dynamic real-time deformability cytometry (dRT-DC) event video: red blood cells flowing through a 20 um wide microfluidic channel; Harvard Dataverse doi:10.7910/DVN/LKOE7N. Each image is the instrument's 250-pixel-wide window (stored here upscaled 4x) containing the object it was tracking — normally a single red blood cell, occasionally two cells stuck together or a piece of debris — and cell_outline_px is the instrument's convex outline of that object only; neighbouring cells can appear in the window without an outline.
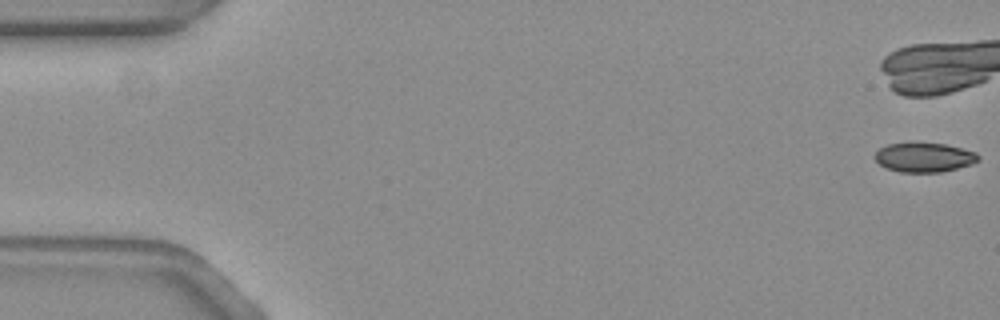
{"species": "common noctule bat (a hibernating species)", "species_latin": "Nyctalus noctula", "temperature_condition": "warm", "stored_images_in_passage": 12, "camera_frame_rate_fps": 3000, "um_per_image_px": 0.085, "animal": {"sex": "female", "body_mass_g": 19.3, "forearm_length_mm": 54.1}, "frame": {"image": 1, "passage_image": 1, "time_ms": 0.0, "image_size_px": [1000, 320], "cell_outline_px": [[980, 160], [972, 164], [940, 172], [900, 172], [888, 168], [880, 164], [872, 156], [880, 148], [888, 144], [944, 144], [976, 152], [980, 156]], "centroid_in_image_um": [78.57, 13.39], "position_along_channel_um": 6.4, "area_um2": 17.34}}